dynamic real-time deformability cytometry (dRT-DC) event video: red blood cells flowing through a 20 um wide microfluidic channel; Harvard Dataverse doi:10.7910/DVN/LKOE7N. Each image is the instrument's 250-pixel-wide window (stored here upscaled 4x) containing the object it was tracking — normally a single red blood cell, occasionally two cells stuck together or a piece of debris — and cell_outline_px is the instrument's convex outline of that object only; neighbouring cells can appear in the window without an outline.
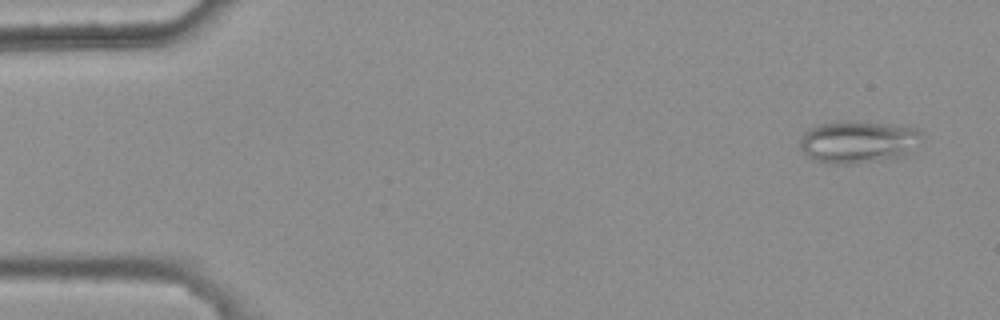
{"species": "common noctule bat (a hibernating species)", "species_latin": "Nyctalus noctula", "temperature_condition": "warm", "stored_images_in_passage": 8, "camera_frame_rate_fps": 3000, "um_per_image_px": 0.085, "animal": {"sex": "female", "body_mass_g": 25.1}, "frame": {"image": 1, "passage_image": 1, "time_ms": 0.0, "image_size_px": [1000, 320], "cell_outline_px": [[920, 136], [908, 152], [904, 156], [880, 160], [852, 164], [832, 164], [816, 160], [808, 156], [800, 148], [800, 140], [804, 132], [808, 128], [816, 124], [904, 124], [920, 128]], "centroid_in_image_um": [72.93, 12.09], "position_along_channel_um": 12.1, "area_um2": 29.07}}
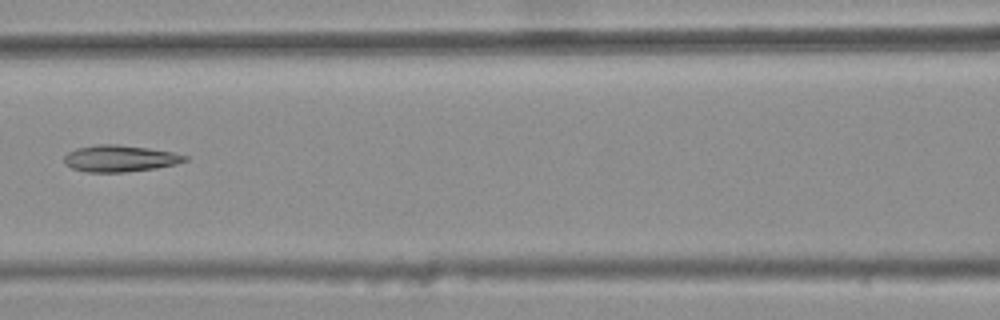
{"frame": {"image": 2, "passage_image": 7, "time_ms": 2.0, "image_size_px": [1000, 320], "cell_outline_px": [[188, 160], [176, 164], [156, 168], [124, 172], [84, 172], [72, 168], [64, 164], [64, 156], [68, 152], [76, 148], [96, 144], [116, 144], [148, 148], [172, 152], [188, 156]], "centroid_in_image_um": [10.16, 13.47], "position_along_channel_um": 156.4, "area_um2": 18.79}}
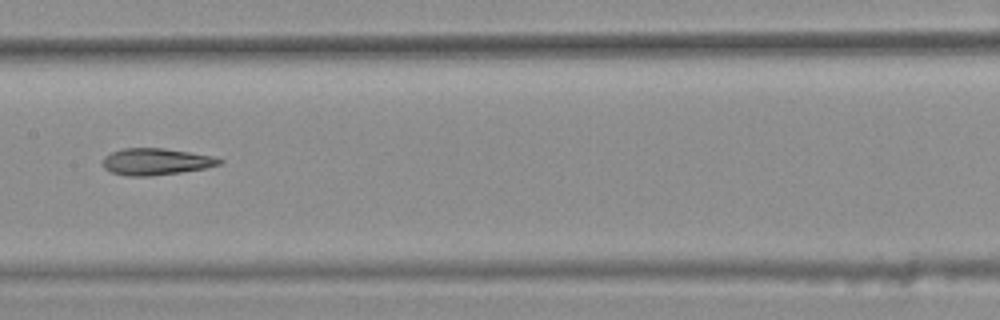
{"frame": {"image": 3, "passage_image": 8, "time_ms": 2.333, "image_size_px": [1000, 320], "cell_outline_px": [[224, 160], [220, 164], [204, 168], [180, 172], [152, 176], [128, 176], [112, 172], [104, 168], [104, 156], [112, 152], [124, 148], [164, 148], [212, 156]], "centroid_in_image_um": [13.25, 13.74], "position_along_channel_um": 194.2, "area_um2": 17.92}}